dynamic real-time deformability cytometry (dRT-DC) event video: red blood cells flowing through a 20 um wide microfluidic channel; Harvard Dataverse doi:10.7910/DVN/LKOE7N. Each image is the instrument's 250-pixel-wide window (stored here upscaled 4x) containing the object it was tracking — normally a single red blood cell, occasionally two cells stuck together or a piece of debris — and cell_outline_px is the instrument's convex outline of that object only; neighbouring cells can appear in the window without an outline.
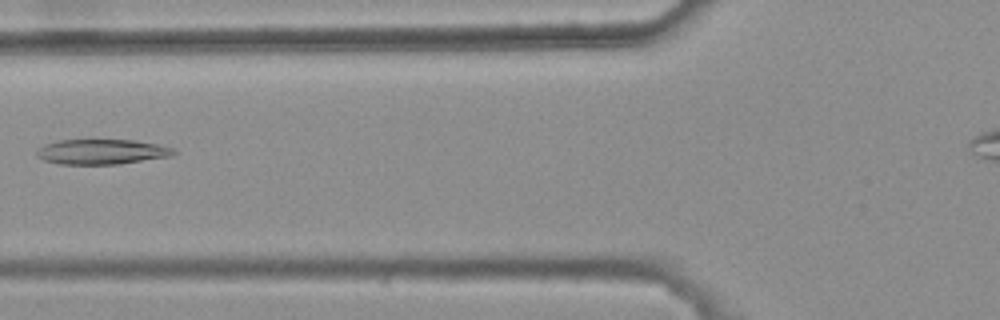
{"species": "common noctule bat (a hibernating species)", "species_latin": "Nyctalus noctula", "temperature_condition": "warm", "stored_images_in_passage": 3, "camera_frame_rate_fps": 3000, "um_per_image_px": 0.085, "animal": {"sex": "female", "body_mass_g": 25.1}, "frame": {"image": 1, "passage_image": 2, "time_ms": 0.333, "image_size_px": [1000, 320], "cell_outline_px": [[176, 152], [172, 156], [116, 164], [60, 164], [44, 160], [36, 156], [36, 152], [44, 144], [60, 140], [132, 140], [156, 144], [172, 148]], "centroid_in_image_um": [8.62, 12.9], "position_along_channel_um": 117.2, "area_um2": 19.77}}
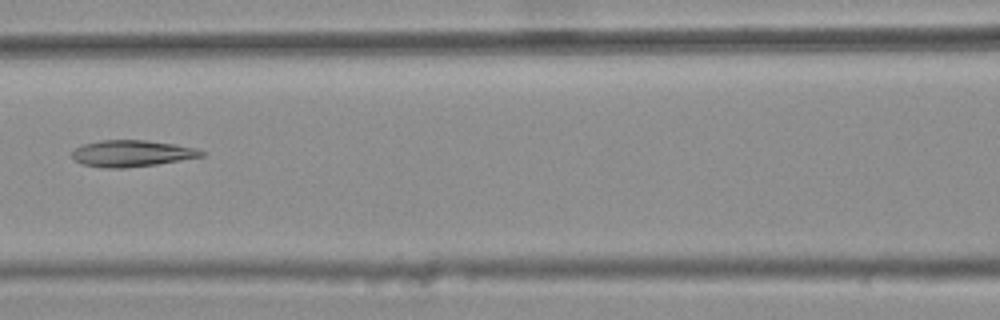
{"frame": {"image": 2, "passage_image": 3, "time_ms": 0.667, "image_size_px": [1000, 320], "cell_outline_px": [[204, 156], [156, 164], [124, 168], [100, 168], [80, 164], [72, 156], [72, 152], [76, 148], [84, 144], [100, 140], [144, 140], [176, 144], [196, 148], [204, 152]], "centroid_in_image_um": [11.18, 13.04], "position_along_channel_um": 155.4, "area_um2": 19.94}}